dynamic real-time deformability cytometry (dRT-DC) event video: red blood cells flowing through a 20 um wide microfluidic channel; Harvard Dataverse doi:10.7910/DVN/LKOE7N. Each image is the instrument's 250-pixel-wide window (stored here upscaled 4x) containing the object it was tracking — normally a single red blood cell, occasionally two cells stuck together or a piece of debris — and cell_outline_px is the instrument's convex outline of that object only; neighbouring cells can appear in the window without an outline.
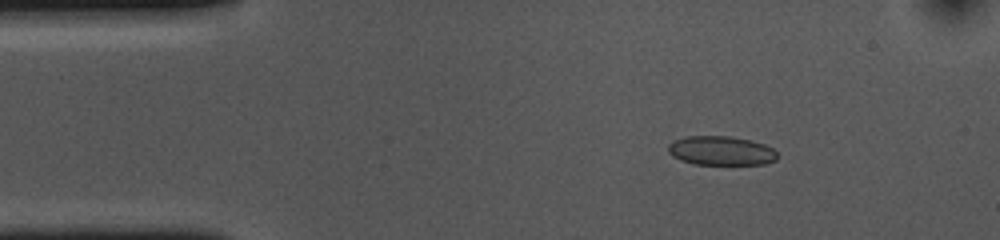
{"species": "common noctule bat (a hibernating species)", "species_latin": "Nyctalus noctula", "temperature_condition": "cold", "stored_images_in_passage": 52, "camera_frame_rate_fps": 3000, "um_per_image_px": 0.085, "animal": {"sex": "female", "body_mass_g": 10.0, "forearm_length_mm": 53.1}, "frame": {"image": 1, "passage_image": 6, "time_ms": 1.667, "image_size_px": [1000, 240], "cell_outline_px": [[780, 156], [776, 160], [764, 164], [692, 164], [680, 160], [672, 156], [668, 152], [668, 144], [672, 140], [684, 136], [728, 136], [748, 140], [764, 144], [772, 148]], "centroid_in_image_um": [61.26, 12.81], "position_along_channel_um": 23.7, "area_um2": 18.67}}
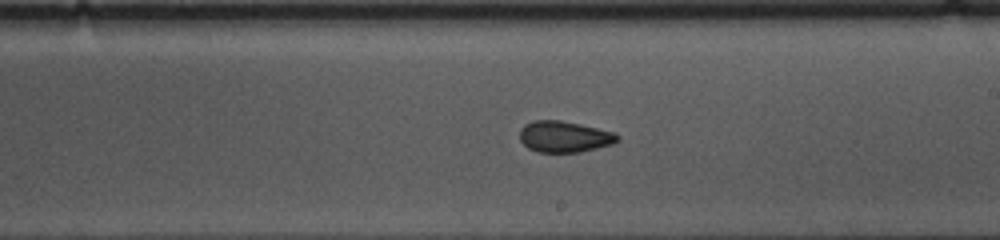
{"frame": {"image": 2, "passage_image": 28, "time_ms": 9.0, "image_size_px": [1000, 240], "cell_outline_px": [[620, 140], [612, 144], [580, 152], [536, 152], [528, 148], [520, 140], [520, 128], [524, 124], [532, 120], [560, 120], [580, 124], [616, 132], [620, 136]], "centroid_in_image_um": [47.97, 11.61], "position_along_channel_um": 241.0, "area_um2": 17.98}}
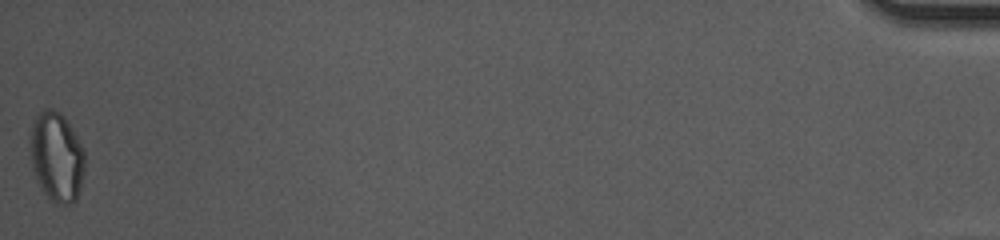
{"frame": {"image": 3, "passage_image": 52, "time_ms": 17.0, "image_size_px": [1000, 240], "cell_outline_px": [[84, 172], [80, 188], [76, 200], [72, 204], [56, 204], [44, 192], [36, 180], [32, 168], [28, 140], [32, 120], [44, 108], [52, 108], [60, 112], [64, 116], [84, 148]], "centroid_in_image_um": [4.78, 13.3], "position_along_channel_um": 430.4, "area_um2": 29.02}, "authors_computed_cell_mechanics": {"area_um2": 18.6116, "velocity_mm_per_s": 3.6643, "shape_relaxation_time_tau1_ms": 10.1642, "shape_relaxation_time_tau2_ms": 2.7093, "deformation_change_tau1": 0.1407, "deformation_change_tau2": 0.0817}}